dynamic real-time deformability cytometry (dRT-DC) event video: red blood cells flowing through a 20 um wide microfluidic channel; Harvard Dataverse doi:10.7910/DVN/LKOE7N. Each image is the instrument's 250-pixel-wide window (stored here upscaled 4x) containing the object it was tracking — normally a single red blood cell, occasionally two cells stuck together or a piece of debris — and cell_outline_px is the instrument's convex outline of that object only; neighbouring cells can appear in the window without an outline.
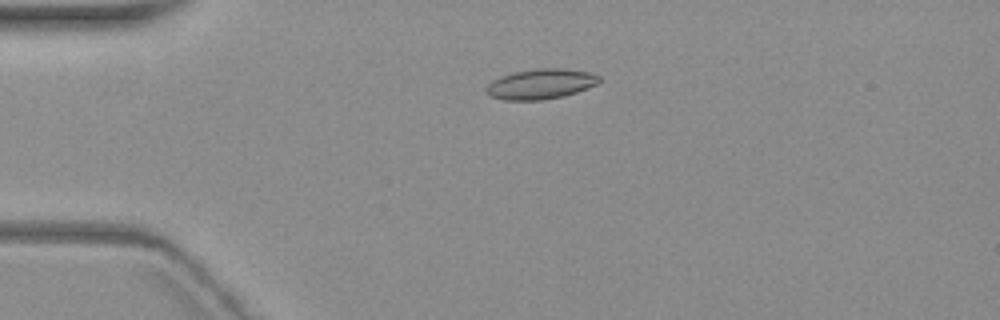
{"species": "common noctule bat (a hibernating species)", "species_latin": "Nyctalus noctula", "temperature_condition": "warm", "stored_images_in_passage": 4, "camera_frame_rate_fps": 3000, "um_per_image_px": 0.085, "animal": {"sex": "female", "body_mass_g": 19.3, "forearm_length_mm": 54.1}, "frame": {"image": 1, "passage_image": 3, "time_ms": 3.667, "image_size_px": [1000, 320], "cell_outline_px": [[600, 80], [596, 84], [588, 88], [564, 96], [544, 100], [504, 100], [492, 96], [484, 88], [492, 80], [500, 76], [516, 72], [540, 68], [560, 68], [588, 72], [600, 76]], "centroid_in_image_um": [45.96, 7.14], "position_along_channel_um": 39.0, "area_um2": 19.71}}